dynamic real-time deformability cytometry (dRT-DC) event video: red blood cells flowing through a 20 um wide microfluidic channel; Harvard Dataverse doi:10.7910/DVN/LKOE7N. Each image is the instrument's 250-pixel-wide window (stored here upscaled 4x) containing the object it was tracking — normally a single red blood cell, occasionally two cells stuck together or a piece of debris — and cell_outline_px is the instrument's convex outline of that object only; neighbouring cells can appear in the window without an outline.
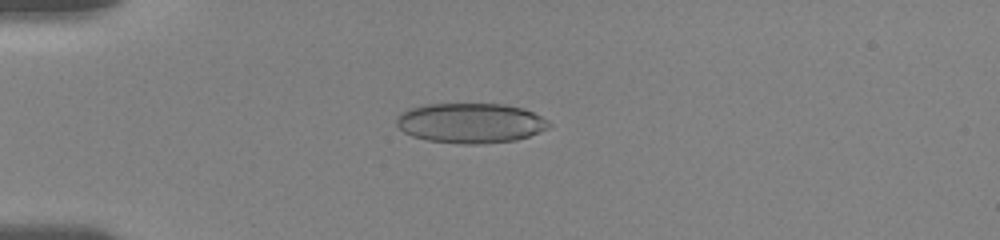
{"species": "human", "species_latin": "Homo sapiens", "temperature_condition": "room temperature", "stored_images_in_passage": 24, "camera_frame_rate_fps": 3000, "um_per_image_px": 0.085, "donor": {"sex": "female"}, "frame": {"image": 1, "passage_image": 13, "time_ms": 4.667, "image_size_px": [1000, 240], "cell_outline_px": [[552, 124], [548, 128], [528, 136], [516, 140], [484, 144], [460, 144], [428, 140], [412, 136], [404, 132], [396, 124], [396, 120], [400, 112], [408, 108], [424, 104], [504, 104], [524, 108], [548, 120]], "centroid_in_image_um": [39.98, 10.45], "position_along_channel_um": 45.0, "area_um2": 35.72}}
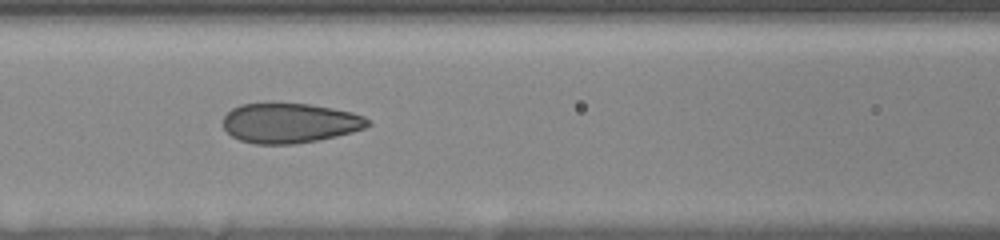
{"frame": {"image": 2, "passage_image": 21, "time_ms": 8.0, "image_size_px": [1000, 240], "cell_outline_px": [[372, 124], [364, 128], [352, 132], [336, 136], [296, 144], [256, 144], [240, 140], [232, 136], [224, 128], [224, 116], [232, 108], [240, 104], [312, 104], [352, 112], [364, 116]], "centroid_in_image_um": [24.64, 10.46], "position_along_channel_um": 142.0, "area_um2": 33.41}}
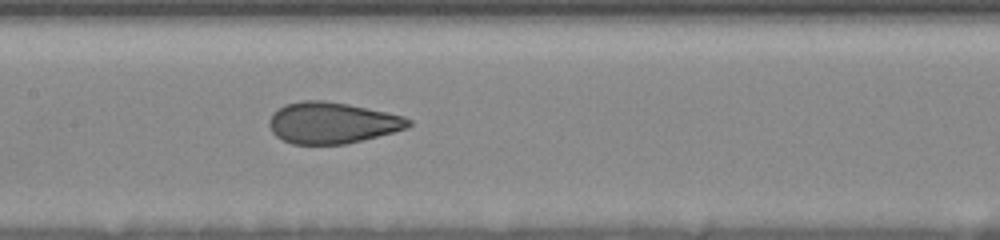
{"frame": {"image": 3, "passage_image": 24, "time_ms": 9.0, "image_size_px": [1000, 240], "cell_outline_px": [[412, 124], [408, 128], [344, 144], [292, 144], [276, 136], [272, 132], [268, 124], [272, 116], [284, 104], [300, 100], [324, 100], [348, 104], [404, 116], [412, 120]], "centroid_in_image_um": [28.23, 10.43], "position_along_channel_um": 179.2, "area_um2": 33.23}}